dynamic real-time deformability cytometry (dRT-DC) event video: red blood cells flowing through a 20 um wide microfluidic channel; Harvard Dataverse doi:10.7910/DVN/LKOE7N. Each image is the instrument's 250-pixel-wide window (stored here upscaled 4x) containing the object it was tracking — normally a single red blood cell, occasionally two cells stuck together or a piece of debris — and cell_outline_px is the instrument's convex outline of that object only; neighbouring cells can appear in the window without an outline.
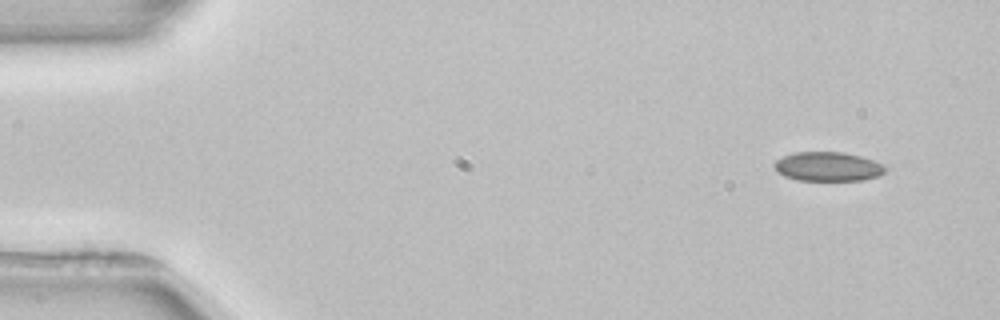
{"species": "common noctule bat (a hibernating species)", "species_latin": "Nyctalus noctula", "temperature_condition": "room temperature", "stored_images_in_passage": 3, "camera_frame_rate_fps": 3000, "um_per_image_px": 0.085, "animal": {"sex": "female", "body_mass_g": 22.7, "forearm_length_mm": 54.2}, "frame": {"image": 1, "passage_image": 1, "time_ms": 0.0, "image_size_px": [1000, 320], "cell_outline_px": [[884, 172], [880, 176], [864, 180], [796, 180], [784, 176], [776, 172], [772, 164], [776, 160], [784, 156], [796, 152], [844, 152], [860, 156], [884, 164]], "centroid_in_image_um": [70.34, 14.16], "position_along_channel_um": 14.7, "area_um2": 18.96}}